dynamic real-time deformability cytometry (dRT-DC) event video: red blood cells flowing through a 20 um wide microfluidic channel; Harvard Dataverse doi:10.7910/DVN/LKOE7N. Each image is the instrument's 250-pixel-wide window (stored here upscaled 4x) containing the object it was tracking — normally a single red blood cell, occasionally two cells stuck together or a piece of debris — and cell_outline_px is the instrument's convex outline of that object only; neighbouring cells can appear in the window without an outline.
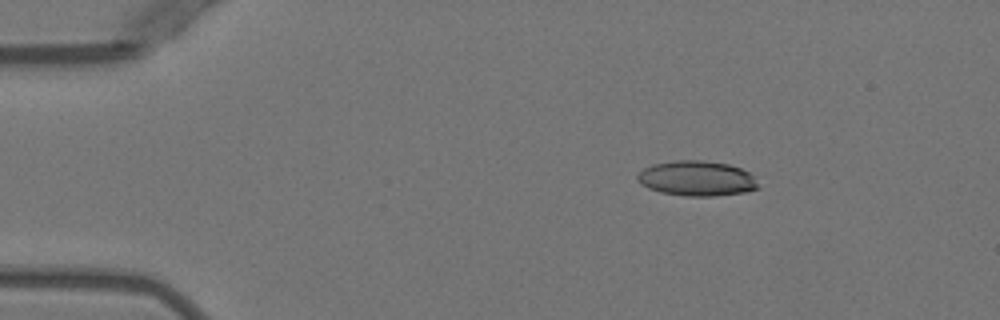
{"species": "Egyptian fruit bat (a non-hibernating species)", "species_latin": "Rousettus aegyptiacus", "temperature_condition": "warm", "stored_images_in_passage": 3, "camera_frame_rate_fps": 3000, "um_per_image_px": 0.085, "animal": {"sex": "female"}, "frame": {"image": 1, "passage_image": 2, "time_ms": 1.333, "image_size_px": [1000, 320], "cell_outline_px": [[760, 188], [748, 192], [716, 196], [684, 196], [660, 192], [648, 188], [640, 184], [636, 180], [636, 176], [644, 168], [652, 164], [676, 160], [704, 160], [728, 164], [740, 168], [748, 172], [752, 176]], "centroid_in_image_um": [59.21, 15.17], "position_along_channel_um": 25.8, "area_um2": 24.91}}